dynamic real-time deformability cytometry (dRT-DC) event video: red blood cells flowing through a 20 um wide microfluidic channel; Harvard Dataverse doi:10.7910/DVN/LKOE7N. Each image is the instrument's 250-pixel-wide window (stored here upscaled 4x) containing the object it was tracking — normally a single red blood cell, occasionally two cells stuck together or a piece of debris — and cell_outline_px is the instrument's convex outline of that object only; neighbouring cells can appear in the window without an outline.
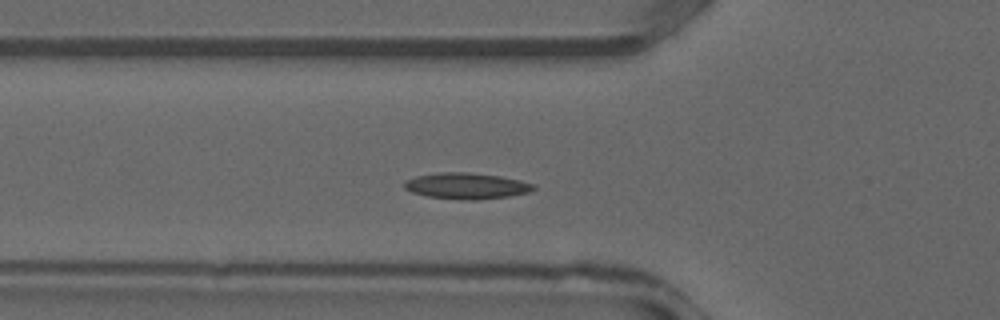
{"species": "common noctule bat (a hibernating species)", "species_latin": "Nyctalus noctula", "temperature_condition": "warm", "stored_images_in_passage": 29, "segment_of_instrument_passage": [1, 2], "camera_frame_rate_fps": 3000, "um_per_image_px": 0.085, "animal": {"sex": "male", "forearm_length_mm": 52.5}, "frame": {"image": 1, "passage_image": 4, "time_ms": 1.0, "image_size_px": [1000, 320], "cell_outline_px": [[536, 188], [528, 192], [508, 196], [476, 200], [464, 200], [428, 196], [412, 192], [404, 188], [404, 180], [416, 176], [440, 172], [468, 172], [500, 176], [520, 180], [536, 184]], "centroid_in_image_um": [39.65, 15.79], "position_along_channel_um": 86.1, "area_um2": 19.65}}
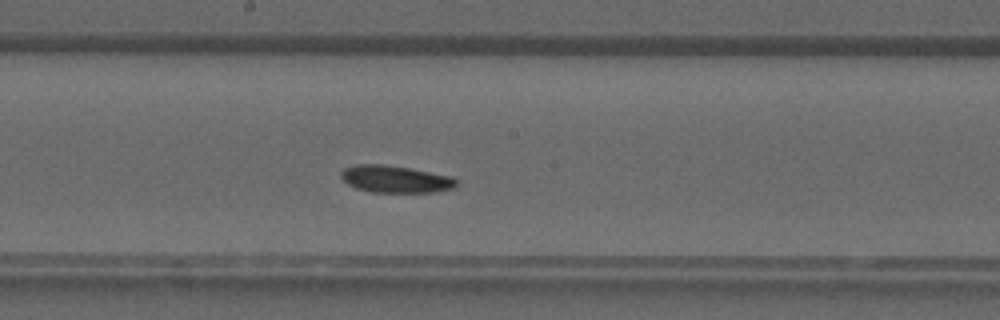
{"frame": {"image": 2, "passage_image": 11, "time_ms": 3.333, "image_size_px": [1000, 320], "cell_outline_px": [[460, 184], [456, 188], [436, 192], [372, 192], [356, 188], [348, 184], [340, 176], [340, 172], [344, 168], [356, 164], [384, 164], [408, 168], [452, 176], [460, 180]], "centroid_in_image_um": [33.67, 15.23], "position_along_channel_um": 214.5, "area_um2": 18.5}}
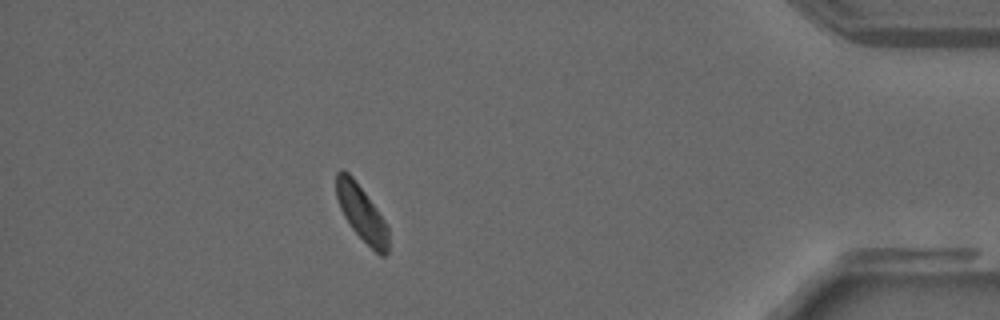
{"frame": {"image": 3, "passage_image": 24, "time_ms": 7.667, "image_size_px": [1000, 320], "cell_outline_px": [[388, 252], [384, 256], [380, 256], [352, 228], [344, 216], [340, 208], [336, 196], [336, 172], [340, 168], [348, 172], [352, 176], [388, 224]], "centroid_in_image_um": [30.73, 18.1], "position_along_channel_um": 404.5, "area_um2": 16.7}}